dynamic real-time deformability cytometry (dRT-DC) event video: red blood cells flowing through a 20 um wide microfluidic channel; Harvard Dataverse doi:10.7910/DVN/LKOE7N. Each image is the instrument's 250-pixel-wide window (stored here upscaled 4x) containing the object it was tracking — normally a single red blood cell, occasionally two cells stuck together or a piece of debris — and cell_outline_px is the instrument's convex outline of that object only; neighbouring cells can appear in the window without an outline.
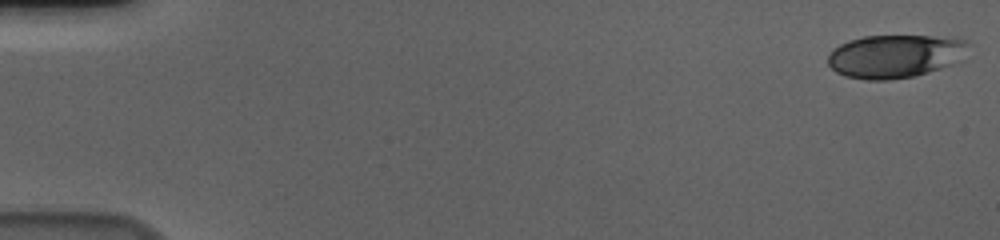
{"species": "human", "species_latin": "Homo sapiens", "temperature_condition": "cold", "stored_images_in_passage": 57, "camera_frame_rate_fps": 3000, "um_per_image_px": 0.085, "donor": {"sex": "male"}, "frame": {"image": 1, "passage_image": 1, "time_ms": 0.0, "image_size_px": [1000, 240], "cell_outline_px": [[972, 44], [960, 60], [952, 64], [916, 76], [888, 80], [868, 80], [844, 76], [836, 72], [828, 64], [828, 56], [832, 48], [848, 40], [864, 36], [960, 36], [968, 40]], "centroid_in_image_um": [76.13, 4.75], "position_along_channel_um": 8.9, "area_um2": 36.01}}
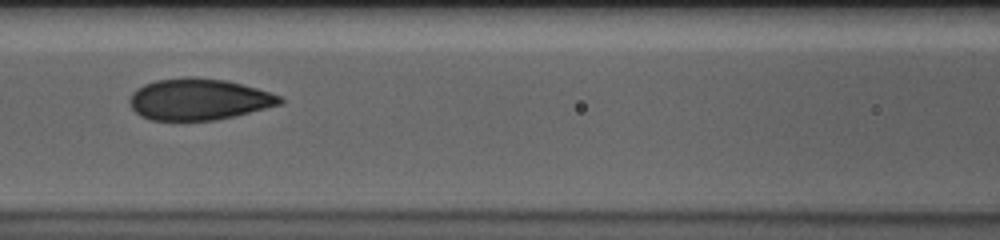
{"frame": {"image": 2, "passage_image": 26, "time_ms": 8.333, "image_size_px": [1000, 240], "cell_outline_px": [[284, 104], [236, 116], [216, 120], [152, 120], [140, 116], [132, 108], [128, 100], [132, 92], [136, 88], [144, 84], [156, 80], [188, 76], [224, 80], [256, 88], [280, 96], [284, 100]], "centroid_in_image_um": [16.89, 8.45], "position_along_channel_um": 149.7, "area_um2": 36.41}}
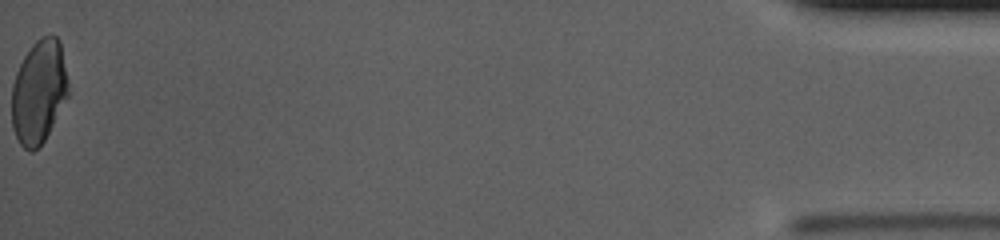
{"frame": {"image": 3, "passage_image": 57, "time_ms": 18.667, "image_size_px": [1000, 240], "cell_outline_px": [[68, 96], [44, 140], [32, 152], [28, 152], [20, 144], [12, 128], [12, 84], [16, 72], [24, 56], [32, 44], [40, 36], [52, 32], [60, 40], [68, 80]], "centroid_in_image_um": [3.3, 7.75], "position_along_channel_um": 431.9, "area_um2": 34.28}, "authors_computed_cell_mechanics": {"area_um2": 35.4314, "velocity_mm_per_s": 3.6498, "shape_relaxation_time_tau1_ms": 6.3092, "shape_relaxation_time_tau2_ms": 0.7915, "deformation_change_tau1": 0.1694, "deformation_change_tau2": 0.0567}}